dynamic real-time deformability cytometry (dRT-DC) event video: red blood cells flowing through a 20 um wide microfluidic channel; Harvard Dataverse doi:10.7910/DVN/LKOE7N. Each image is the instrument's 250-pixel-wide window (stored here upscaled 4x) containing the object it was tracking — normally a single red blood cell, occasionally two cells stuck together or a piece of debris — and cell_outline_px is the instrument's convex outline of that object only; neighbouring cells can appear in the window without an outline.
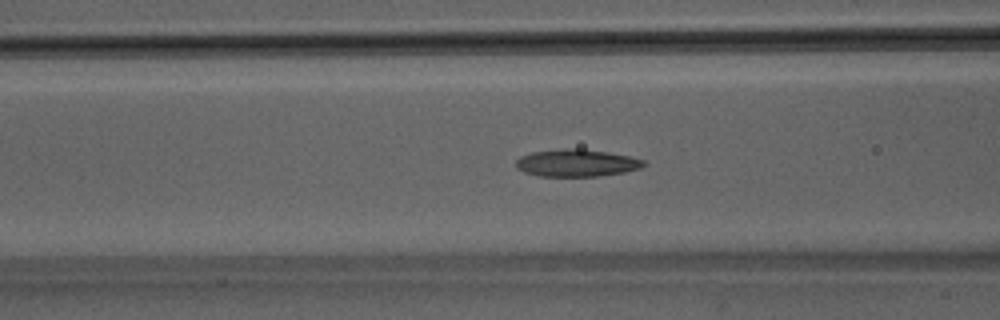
{"species": "Egyptian fruit bat (a non-hibernating species)", "species_latin": "Rousettus aegyptiacus", "temperature_condition": "room temperature", "stored_images_in_passage": 39, "segment_of_instrument_passage": [1, 2], "camera_frame_rate_fps": 3000, "um_per_image_px": 0.085, "animal": {"sex": "male"}, "frame": {"image": 1, "passage_image": 8, "time_ms": 2.333, "image_size_px": [1000, 320], "cell_outline_px": [[648, 164], [640, 168], [624, 172], [600, 176], [540, 176], [524, 172], [516, 168], [516, 160], [520, 156], [532, 152], [564, 148], [580, 148], [608, 152], [628, 156], [644, 160]], "centroid_in_image_um": [49.01, 13.84], "position_along_channel_um": 117.6, "area_um2": 20.4}}
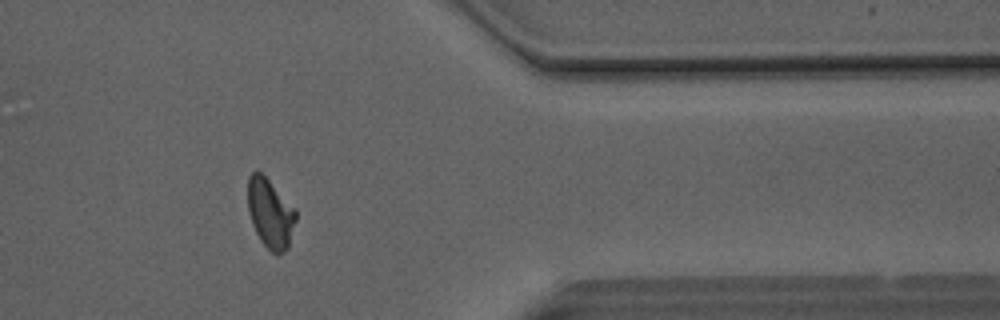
{"frame": {"image": 2, "passage_image": 29, "time_ms": 9.333, "image_size_px": [1000, 320], "cell_outline_px": [[296, 220], [288, 248], [284, 252], [276, 256], [260, 240], [252, 224], [248, 208], [248, 176], [256, 168], [296, 208]], "centroid_in_image_um": [22.98, 18.14], "position_along_channel_um": 388.4, "area_um2": 19.48}}